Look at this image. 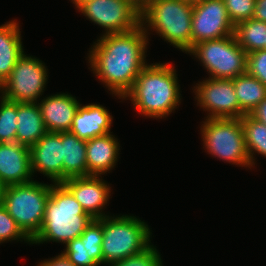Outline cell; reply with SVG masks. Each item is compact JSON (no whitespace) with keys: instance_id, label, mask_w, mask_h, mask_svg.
<instances>
[{"instance_id":"cell-12","label":"cell","mask_w":266,"mask_h":266,"mask_svg":"<svg viewBox=\"0 0 266 266\" xmlns=\"http://www.w3.org/2000/svg\"><path fill=\"white\" fill-rule=\"evenodd\" d=\"M198 83L192 90L197 105L209 112L205 118H242L233 79L207 78Z\"/></svg>"},{"instance_id":"cell-32","label":"cell","mask_w":266,"mask_h":266,"mask_svg":"<svg viewBox=\"0 0 266 266\" xmlns=\"http://www.w3.org/2000/svg\"><path fill=\"white\" fill-rule=\"evenodd\" d=\"M253 18L266 22V0H255Z\"/></svg>"},{"instance_id":"cell-3","label":"cell","mask_w":266,"mask_h":266,"mask_svg":"<svg viewBox=\"0 0 266 266\" xmlns=\"http://www.w3.org/2000/svg\"><path fill=\"white\" fill-rule=\"evenodd\" d=\"M93 220L63 183H53L45 207L41 230L31 244H67L78 238Z\"/></svg>"},{"instance_id":"cell-37","label":"cell","mask_w":266,"mask_h":266,"mask_svg":"<svg viewBox=\"0 0 266 266\" xmlns=\"http://www.w3.org/2000/svg\"><path fill=\"white\" fill-rule=\"evenodd\" d=\"M262 49L266 51V43L264 44V47Z\"/></svg>"},{"instance_id":"cell-19","label":"cell","mask_w":266,"mask_h":266,"mask_svg":"<svg viewBox=\"0 0 266 266\" xmlns=\"http://www.w3.org/2000/svg\"><path fill=\"white\" fill-rule=\"evenodd\" d=\"M119 150L118 139L111 133L86 140L87 176L110 173L117 164Z\"/></svg>"},{"instance_id":"cell-31","label":"cell","mask_w":266,"mask_h":266,"mask_svg":"<svg viewBox=\"0 0 266 266\" xmlns=\"http://www.w3.org/2000/svg\"><path fill=\"white\" fill-rule=\"evenodd\" d=\"M37 266H74L68 259L67 257L63 254L60 253L59 255L45 259L41 261Z\"/></svg>"},{"instance_id":"cell-15","label":"cell","mask_w":266,"mask_h":266,"mask_svg":"<svg viewBox=\"0 0 266 266\" xmlns=\"http://www.w3.org/2000/svg\"><path fill=\"white\" fill-rule=\"evenodd\" d=\"M103 218L93 219L78 237L70 240L62 252L74 266L103 264Z\"/></svg>"},{"instance_id":"cell-7","label":"cell","mask_w":266,"mask_h":266,"mask_svg":"<svg viewBox=\"0 0 266 266\" xmlns=\"http://www.w3.org/2000/svg\"><path fill=\"white\" fill-rule=\"evenodd\" d=\"M200 128L203 148L209 154L233 165L251 167L241 118H206Z\"/></svg>"},{"instance_id":"cell-28","label":"cell","mask_w":266,"mask_h":266,"mask_svg":"<svg viewBox=\"0 0 266 266\" xmlns=\"http://www.w3.org/2000/svg\"><path fill=\"white\" fill-rule=\"evenodd\" d=\"M156 246L150 245L138 254L132 255L110 266H163Z\"/></svg>"},{"instance_id":"cell-16","label":"cell","mask_w":266,"mask_h":266,"mask_svg":"<svg viewBox=\"0 0 266 266\" xmlns=\"http://www.w3.org/2000/svg\"><path fill=\"white\" fill-rule=\"evenodd\" d=\"M30 148L17 142L0 143V179L6 185L32 182Z\"/></svg>"},{"instance_id":"cell-4","label":"cell","mask_w":266,"mask_h":266,"mask_svg":"<svg viewBox=\"0 0 266 266\" xmlns=\"http://www.w3.org/2000/svg\"><path fill=\"white\" fill-rule=\"evenodd\" d=\"M192 12V0H150L141 9L140 25L147 36L153 30L187 54L192 49Z\"/></svg>"},{"instance_id":"cell-34","label":"cell","mask_w":266,"mask_h":266,"mask_svg":"<svg viewBox=\"0 0 266 266\" xmlns=\"http://www.w3.org/2000/svg\"><path fill=\"white\" fill-rule=\"evenodd\" d=\"M91 1L93 0H71V2L75 4L74 6L77 8V10H79L84 4H87Z\"/></svg>"},{"instance_id":"cell-23","label":"cell","mask_w":266,"mask_h":266,"mask_svg":"<svg viewBox=\"0 0 266 266\" xmlns=\"http://www.w3.org/2000/svg\"><path fill=\"white\" fill-rule=\"evenodd\" d=\"M233 85L239 106L242 109V117L251 114L258 104L266 98V86L247 72L233 79Z\"/></svg>"},{"instance_id":"cell-18","label":"cell","mask_w":266,"mask_h":266,"mask_svg":"<svg viewBox=\"0 0 266 266\" xmlns=\"http://www.w3.org/2000/svg\"><path fill=\"white\" fill-rule=\"evenodd\" d=\"M113 116L100 104H80L73 118L71 130L78 138L90 140L94 137L112 133Z\"/></svg>"},{"instance_id":"cell-13","label":"cell","mask_w":266,"mask_h":266,"mask_svg":"<svg viewBox=\"0 0 266 266\" xmlns=\"http://www.w3.org/2000/svg\"><path fill=\"white\" fill-rule=\"evenodd\" d=\"M32 175L38 171L52 183L63 182L62 132H47L30 147Z\"/></svg>"},{"instance_id":"cell-29","label":"cell","mask_w":266,"mask_h":266,"mask_svg":"<svg viewBox=\"0 0 266 266\" xmlns=\"http://www.w3.org/2000/svg\"><path fill=\"white\" fill-rule=\"evenodd\" d=\"M229 18L235 25L241 21L253 18L255 0H223Z\"/></svg>"},{"instance_id":"cell-33","label":"cell","mask_w":266,"mask_h":266,"mask_svg":"<svg viewBox=\"0 0 266 266\" xmlns=\"http://www.w3.org/2000/svg\"><path fill=\"white\" fill-rule=\"evenodd\" d=\"M250 115L266 125V98L258 104Z\"/></svg>"},{"instance_id":"cell-22","label":"cell","mask_w":266,"mask_h":266,"mask_svg":"<svg viewBox=\"0 0 266 266\" xmlns=\"http://www.w3.org/2000/svg\"><path fill=\"white\" fill-rule=\"evenodd\" d=\"M63 181L87 176L86 140L70 131L62 132Z\"/></svg>"},{"instance_id":"cell-26","label":"cell","mask_w":266,"mask_h":266,"mask_svg":"<svg viewBox=\"0 0 266 266\" xmlns=\"http://www.w3.org/2000/svg\"><path fill=\"white\" fill-rule=\"evenodd\" d=\"M0 100V143L16 142L17 102Z\"/></svg>"},{"instance_id":"cell-2","label":"cell","mask_w":266,"mask_h":266,"mask_svg":"<svg viewBox=\"0 0 266 266\" xmlns=\"http://www.w3.org/2000/svg\"><path fill=\"white\" fill-rule=\"evenodd\" d=\"M174 68L169 63L147 64L122 99L129 98L141 115L167 117L179 107L182 97Z\"/></svg>"},{"instance_id":"cell-25","label":"cell","mask_w":266,"mask_h":266,"mask_svg":"<svg viewBox=\"0 0 266 266\" xmlns=\"http://www.w3.org/2000/svg\"><path fill=\"white\" fill-rule=\"evenodd\" d=\"M245 145L250 158L251 168L255 165L256 153L266 157V125L246 114L241 118ZM255 153V154H254Z\"/></svg>"},{"instance_id":"cell-27","label":"cell","mask_w":266,"mask_h":266,"mask_svg":"<svg viewBox=\"0 0 266 266\" xmlns=\"http://www.w3.org/2000/svg\"><path fill=\"white\" fill-rule=\"evenodd\" d=\"M25 241L31 244V240L22 232L15 220L8 214L3 204H0V244L5 241Z\"/></svg>"},{"instance_id":"cell-21","label":"cell","mask_w":266,"mask_h":266,"mask_svg":"<svg viewBox=\"0 0 266 266\" xmlns=\"http://www.w3.org/2000/svg\"><path fill=\"white\" fill-rule=\"evenodd\" d=\"M21 40L16 20L0 26V85L10 76L18 58L24 53Z\"/></svg>"},{"instance_id":"cell-8","label":"cell","mask_w":266,"mask_h":266,"mask_svg":"<svg viewBox=\"0 0 266 266\" xmlns=\"http://www.w3.org/2000/svg\"><path fill=\"white\" fill-rule=\"evenodd\" d=\"M188 53L199 59L209 78L235 79L247 72V53L234 35L197 43Z\"/></svg>"},{"instance_id":"cell-24","label":"cell","mask_w":266,"mask_h":266,"mask_svg":"<svg viewBox=\"0 0 266 266\" xmlns=\"http://www.w3.org/2000/svg\"><path fill=\"white\" fill-rule=\"evenodd\" d=\"M236 42L248 54L262 49L266 43V22L251 18L234 25Z\"/></svg>"},{"instance_id":"cell-10","label":"cell","mask_w":266,"mask_h":266,"mask_svg":"<svg viewBox=\"0 0 266 266\" xmlns=\"http://www.w3.org/2000/svg\"><path fill=\"white\" fill-rule=\"evenodd\" d=\"M106 34L130 32L140 26L141 9L131 0H93L79 10Z\"/></svg>"},{"instance_id":"cell-30","label":"cell","mask_w":266,"mask_h":266,"mask_svg":"<svg viewBox=\"0 0 266 266\" xmlns=\"http://www.w3.org/2000/svg\"><path fill=\"white\" fill-rule=\"evenodd\" d=\"M247 73L266 86V51L255 50L247 54Z\"/></svg>"},{"instance_id":"cell-6","label":"cell","mask_w":266,"mask_h":266,"mask_svg":"<svg viewBox=\"0 0 266 266\" xmlns=\"http://www.w3.org/2000/svg\"><path fill=\"white\" fill-rule=\"evenodd\" d=\"M51 186L33 180L5 187L2 204L31 241L41 230Z\"/></svg>"},{"instance_id":"cell-5","label":"cell","mask_w":266,"mask_h":266,"mask_svg":"<svg viewBox=\"0 0 266 266\" xmlns=\"http://www.w3.org/2000/svg\"><path fill=\"white\" fill-rule=\"evenodd\" d=\"M148 224L130 215L103 217V264L112 265L138 254L152 243Z\"/></svg>"},{"instance_id":"cell-17","label":"cell","mask_w":266,"mask_h":266,"mask_svg":"<svg viewBox=\"0 0 266 266\" xmlns=\"http://www.w3.org/2000/svg\"><path fill=\"white\" fill-rule=\"evenodd\" d=\"M38 105L47 131L58 133L71 130L80 103L71 94L57 93L41 99Z\"/></svg>"},{"instance_id":"cell-36","label":"cell","mask_w":266,"mask_h":266,"mask_svg":"<svg viewBox=\"0 0 266 266\" xmlns=\"http://www.w3.org/2000/svg\"><path fill=\"white\" fill-rule=\"evenodd\" d=\"M5 187H6V185L0 179V204L3 203Z\"/></svg>"},{"instance_id":"cell-9","label":"cell","mask_w":266,"mask_h":266,"mask_svg":"<svg viewBox=\"0 0 266 266\" xmlns=\"http://www.w3.org/2000/svg\"><path fill=\"white\" fill-rule=\"evenodd\" d=\"M47 70L37 57L23 53L10 76L0 85V96L17 103L40 101L48 81Z\"/></svg>"},{"instance_id":"cell-14","label":"cell","mask_w":266,"mask_h":266,"mask_svg":"<svg viewBox=\"0 0 266 266\" xmlns=\"http://www.w3.org/2000/svg\"><path fill=\"white\" fill-rule=\"evenodd\" d=\"M62 183L71 191L91 218L100 219L109 216L102 211L111 196V187L101 176L74 177Z\"/></svg>"},{"instance_id":"cell-1","label":"cell","mask_w":266,"mask_h":266,"mask_svg":"<svg viewBox=\"0 0 266 266\" xmlns=\"http://www.w3.org/2000/svg\"><path fill=\"white\" fill-rule=\"evenodd\" d=\"M149 38L142 25L115 34H102L88 55L94 76L115 96L122 99L132 88L146 62Z\"/></svg>"},{"instance_id":"cell-20","label":"cell","mask_w":266,"mask_h":266,"mask_svg":"<svg viewBox=\"0 0 266 266\" xmlns=\"http://www.w3.org/2000/svg\"><path fill=\"white\" fill-rule=\"evenodd\" d=\"M47 132L38 102L17 103V143L30 148Z\"/></svg>"},{"instance_id":"cell-11","label":"cell","mask_w":266,"mask_h":266,"mask_svg":"<svg viewBox=\"0 0 266 266\" xmlns=\"http://www.w3.org/2000/svg\"><path fill=\"white\" fill-rule=\"evenodd\" d=\"M234 24L223 0H194L191 37L192 47L200 42L233 35Z\"/></svg>"},{"instance_id":"cell-35","label":"cell","mask_w":266,"mask_h":266,"mask_svg":"<svg viewBox=\"0 0 266 266\" xmlns=\"http://www.w3.org/2000/svg\"><path fill=\"white\" fill-rule=\"evenodd\" d=\"M138 8L142 9L150 0H131Z\"/></svg>"}]
</instances>
